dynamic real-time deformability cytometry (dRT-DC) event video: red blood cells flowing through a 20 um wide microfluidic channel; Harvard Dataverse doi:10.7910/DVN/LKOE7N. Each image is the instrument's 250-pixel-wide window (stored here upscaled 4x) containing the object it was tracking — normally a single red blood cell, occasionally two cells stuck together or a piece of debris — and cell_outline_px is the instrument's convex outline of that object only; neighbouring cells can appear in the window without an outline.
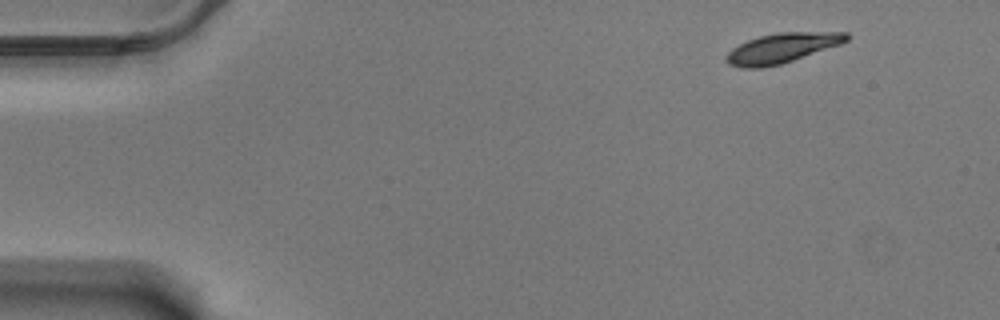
{"species": "Egyptian fruit bat (a non-hibernating species)", "species_latin": "Rousettus aegyptiacus", "temperature_condition": "warm", "stored_images_in_passage": 54, "camera_frame_rate_fps": 3000, "um_per_image_px": 0.085, "animal": {"sex": "male"}, "frame": {"image": 1, "passage_image": 1, "time_ms": 0.0, "image_size_px": [1000, 320], "cell_outline_px": [[848, 40], [840, 44], [780, 64], [760, 68], [740, 68], [728, 64], [724, 60], [728, 52], [732, 48], [748, 40], [760, 36], [776, 32], [848, 32]], "centroid_in_image_um": [66.42, 4.08], "position_along_channel_um": 18.6, "area_um2": 20.69}}
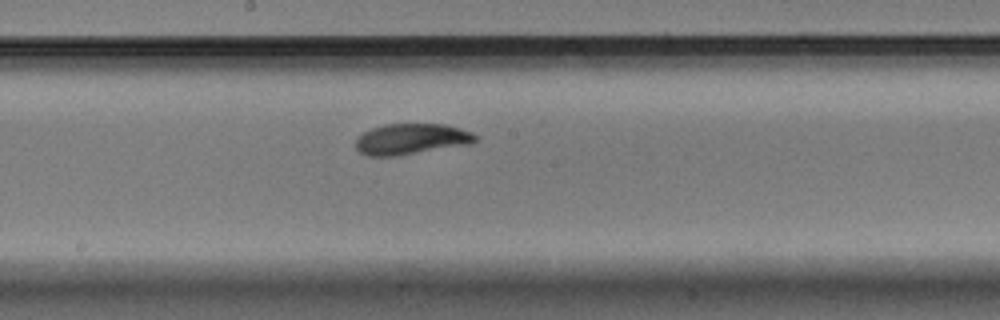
{"frame": {"image": 2, "passage_image": 27, "time_ms": 8.667, "image_size_px": [1000, 320], "cell_outline_px": [[476, 140], [468, 144], [396, 156], [368, 156], [360, 152], [356, 148], [356, 140], [364, 132], [372, 128], [384, 124], [444, 124], [460, 128], [472, 132], [476, 136]], "centroid_in_image_um": [34.94, 11.81], "position_along_channel_um": 213.3, "area_um2": 21.27}}
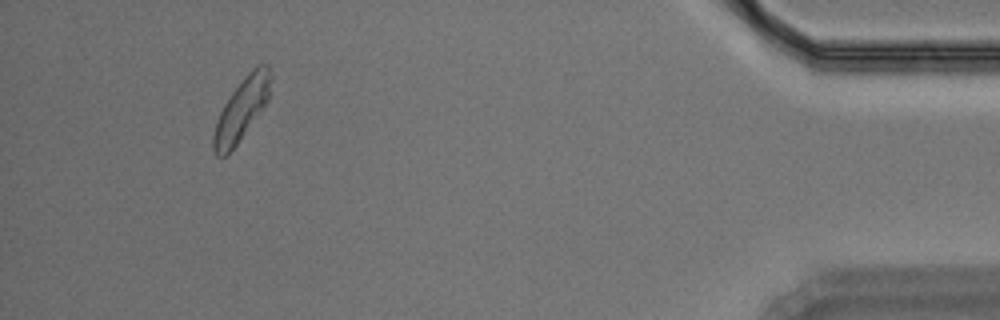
{"frame": {"image": 3, "passage_image": 50, "time_ms": 16.333, "image_size_px": [1000, 320], "cell_outline_px": [[272, 80], [268, 100], [228, 156], [216, 156], [212, 148], [212, 136], [216, 120], [224, 104], [232, 92], [248, 72], [256, 64], [268, 64], [272, 72]], "centroid_in_image_um": [20.53, 9.28], "position_along_channel_um": 414.7, "area_um2": 20.75}, "authors_computed_cell_mechanics": {"area_um2": 21.1837, "velocity_mm_per_s": 3.4422, "shape_relaxation_time_tau1_ms": 2.7785, "shape_relaxation_time_tau2_ms": 3.4524, "deformation_change_tau1": 0.1113, "deformation_change_tau2": 0.0666}}